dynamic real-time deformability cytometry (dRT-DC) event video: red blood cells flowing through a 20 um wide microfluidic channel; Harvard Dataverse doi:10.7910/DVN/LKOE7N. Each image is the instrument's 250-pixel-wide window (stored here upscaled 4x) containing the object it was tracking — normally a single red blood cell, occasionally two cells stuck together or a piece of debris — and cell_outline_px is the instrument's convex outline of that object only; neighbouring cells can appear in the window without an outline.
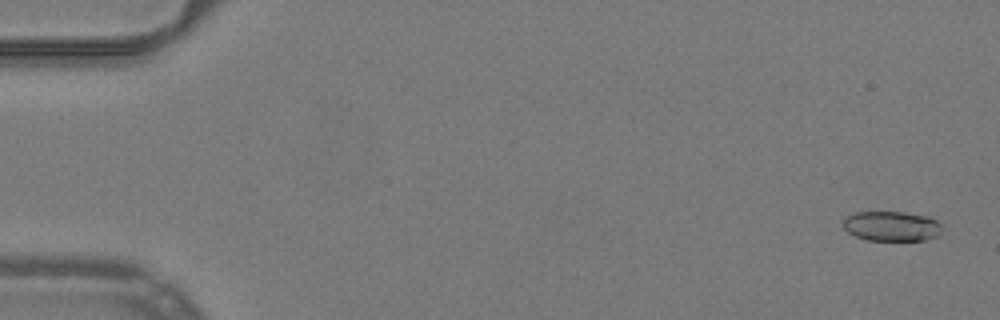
{"species": "common noctule bat (a hibernating species)", "species_latin": "Nyctalus noctula", "temperature_condition": "warm", "stored_images_in_passage": 52, "camera_frame_rate_fps": 3000, "um_per_image_px": 0.085, "animal": {"sex": "male", "body_mass_g": 19.2, "forearm_length_mm": 51.8}, "frame": {"image": 1, "passage_image": 2, "time_ms": 0.333, "image_size_px": [1000, 320], "cell_outline_px": [[940, 224], [936, 236], [924, 240], [868, 240], [856, 236], [848, 232], [844, 228], [844, 220], [848, 216], [856, 212], [904, 212], [928, 216], [936, 220]], "centroid_in_image_um": [75.76, 19.21], "position_along_channel_um": 9.2, "area_um2": 16.88}}
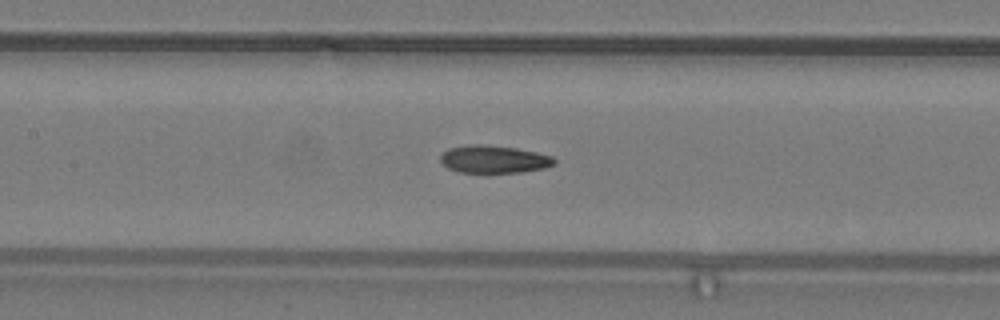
{"frame": {"image": 2, "passage_image": 25, "time_ms": 8.0, "image_size_px": [1000, 320], "cell_outline_px": [[556, 160], [552, 164], [544, 168], [524, 172], [460, 172], [448, 168], [440, 160], [440, 156], [448, 148], [468, 144], [484, 144], [516, 148], [536, 152], [552, 156]], "centroid_in_image_um": [41.96, 13.52], "position_along_channel_um": 165.4, "area_um2": 18.26}}
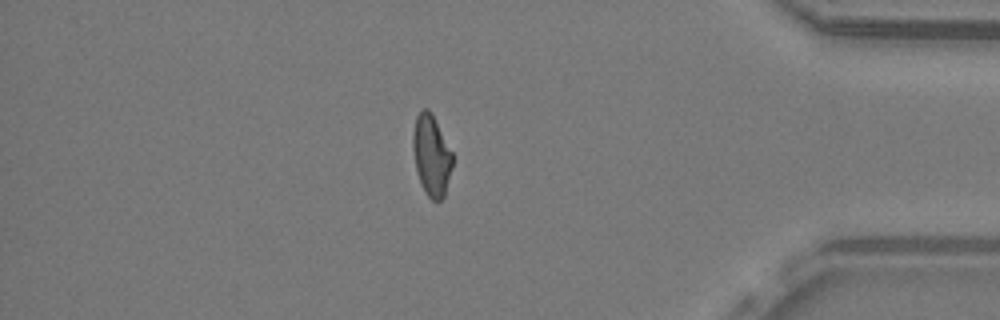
{"frame": {"image": 3, "passage_image": 45, "time_ms": 14.667, "image_size_px": [1000, 320], "cell_outline_px": [[452, 168], [444, 196], [440, 200], [432, 200], [428, 196], [420, 180], [416, 168], [412, 148], [412, 132], [416, 116], [424, 108], [428, 108], [432, 112], [452, 152]], "centroid_in_image_um": [36.66, 13.16], "position_along_channel_um": 398.5, "area_um2": 18.55}, "authors_computed_cell_mechanics": {"area_um2": 18.4382, "velocity_mm_per_s": 4.0083, "shape_relaxation_time_tau1_ms": null, "shape_relaxation_time_tau2_ms": 2.0278, "deformation_change_tau1": null, "deformation_change_tau2": 0.0845}}